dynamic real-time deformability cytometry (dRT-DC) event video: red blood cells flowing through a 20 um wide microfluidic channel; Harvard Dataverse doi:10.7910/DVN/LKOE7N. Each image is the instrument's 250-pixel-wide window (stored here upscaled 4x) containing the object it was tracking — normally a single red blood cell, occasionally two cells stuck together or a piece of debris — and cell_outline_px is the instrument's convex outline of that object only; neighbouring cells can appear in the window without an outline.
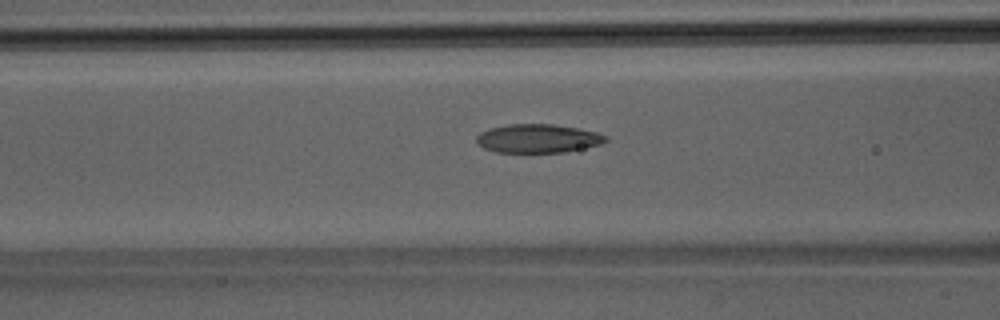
{"species": "Egyptian fruit bat (a non-hibernating species)", "species_latin": "Rousettus aegyptiacus", "temperature_condition": "room temperature", "stored_images_in_passage": 41, "camera_frame_rate_fps": 3000, "um_per_image_px": 0.085, "animal": {"sex": "male"}, "frame": {"image": 1, "passage_image": 17, "time_ms": 5.333, "image_size_px": [1000, 320], "cell_outline_px": [[608, 140], [600, 144], [564, 152], [496, 152], [484, 148], [476, 144], [476, 136], [480, 132], [488, 128], [508, 124], [552, 124], [576, 128], [596, 132], [608, 136]], "centroid_in_image_um": [45.67, 11.76], "position_along_channel_um": 120.9, "area_um2": 21.56}}
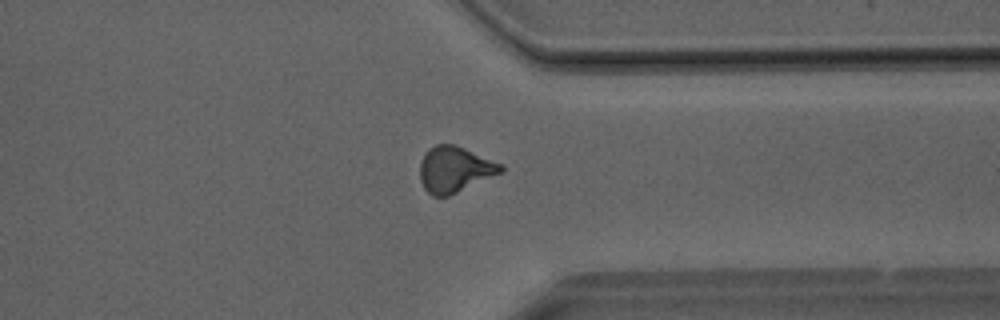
{"frame": {"image": 2, "passage_image": 32, "time_ms": 10.333, "image_size_px": [1000, 320], "cell_outline_px": [[504, 172], [448, 196], [432, 196], [424, 188], [420, 180], [420, 160], [424, 152], [428, 148], [436, 144], [452, 144], [464, 148], [504, 164]], "centroid_in_image_um": [38.65, 14.39], "position_along_channel_um": 372.7, "area_um2": 21.85}}
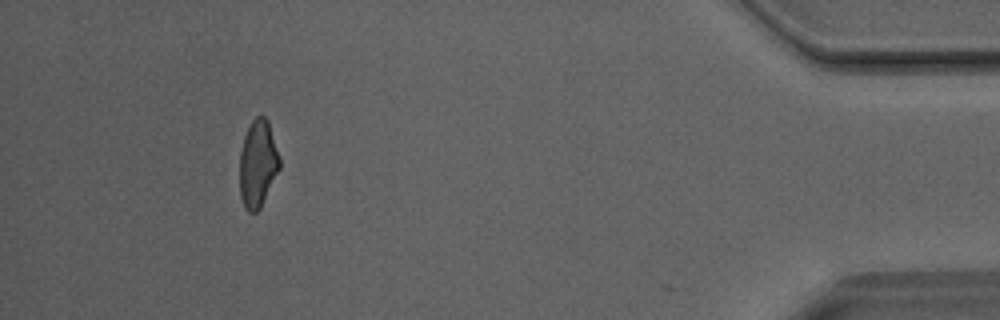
{"frame": {"image": 3, "passage_image": 38, "time_ms": 12.333, "image_size_px": [1000, 320], "cell_outline_px": [[280, 168], [260, 208], [256, 212], [248, 212], [244, 208], [240, 196], [240, 152], [244, 136], [252, 120], [256, 116], [264, 116], [268, 120], [280, 156]], "centroid_in_image_um": [21.92, 13.92], "position_along_channel_um": 413.3, "area_um2": 20.35}}